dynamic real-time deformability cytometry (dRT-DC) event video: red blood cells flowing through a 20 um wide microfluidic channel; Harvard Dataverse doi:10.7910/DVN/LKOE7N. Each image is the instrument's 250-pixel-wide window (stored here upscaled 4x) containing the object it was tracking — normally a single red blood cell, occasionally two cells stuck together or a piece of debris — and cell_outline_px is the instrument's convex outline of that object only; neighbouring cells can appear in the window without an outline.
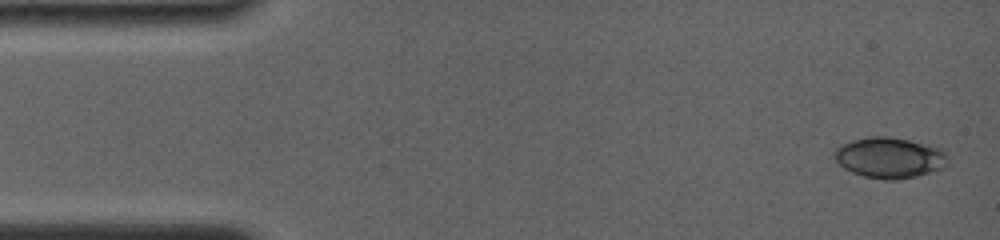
{"species": "common noctule bat (a hibernating species)", "species_latin": "Nyctalus noctula", "temperature_condition": "room temperature", "stored_images_in_passage": 11, "camera_frame_rate_fps": 4000, "um_per_image_px": 0.085, "animal": {"sex": "female", "body_mass_g": 19.0, "forearm_length_mm": 56.7}, "frame": {"image": 1, "passage_image": 1, "time_ms": 0.0, "image_size_px": [1000, 240], "cell_outline_px": [[948, 164], [944, 168], [916, 176], [896, 180], [888, 180], [864, 176], [852, 172], [844, 168], [832, 156], [832, 152], [836, 148], [852, 140], [868, 136], [888, 136], [928, 144], [944, 148], [948, 156]], "centroid_in_image_um": [75.65, 13.39], "position_along_channel_um": 9.4, "area_um2": 27.22}}
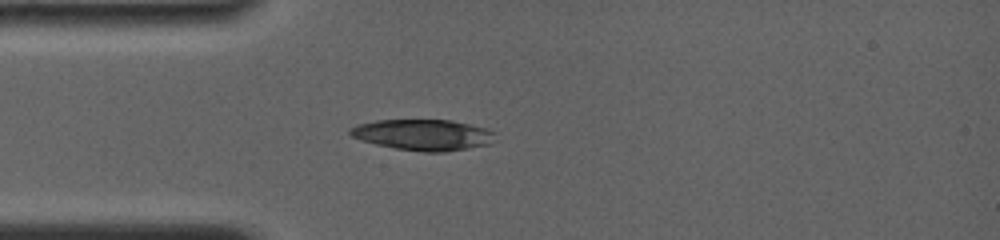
{"frame": {"image": 2, "passage_image": 10, "time_ms": 3.75, "image_size_px": [1000, 240], "cell_outline_px": [[492, 132], [488, 144], [444, 152], [424, 152], [396, 148], [376, 144], [360, 140], [352, 136], [348, 132], [348, 128], [356, 124], [376, 120], [452, 120], [488, 128]], "centroid_in_image_um": [35.87, 11.44], "position_along_channel_um": 49.1, "area_um2": 25.89}}